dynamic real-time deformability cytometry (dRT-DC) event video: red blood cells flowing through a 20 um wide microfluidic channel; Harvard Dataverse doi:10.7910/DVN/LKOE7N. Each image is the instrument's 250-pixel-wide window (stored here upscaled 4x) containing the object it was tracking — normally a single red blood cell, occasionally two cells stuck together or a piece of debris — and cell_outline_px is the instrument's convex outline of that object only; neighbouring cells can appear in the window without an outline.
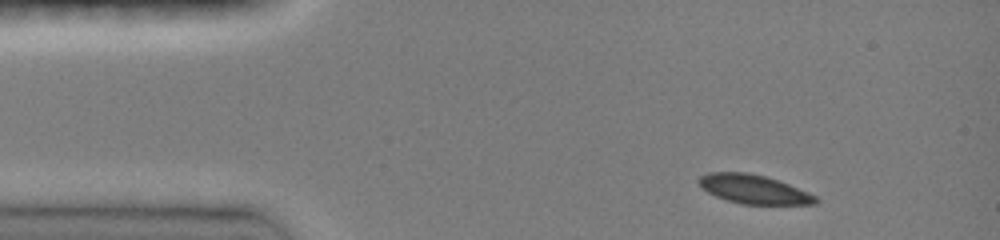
{"species": "common noctule bat (a hibernating species)", "species_latin": "Nyctalus noctula", "temperature_condition": "room temperature", "stored_images_in_passage": 39, "camera_frame_rate_fps": 3000, "um_per_image_px": 0.085, "animal": {"sex": "female", "body_mass_g": 19.0, "forearm_length_mm": 51.5}, "frame": {"image": 1, "passage_image": 1, "time_ms": 0.0, "image_size_px": [1000, 240], "cell_outline_px": [[820, 200], [816, 204], [740, 204], [716, 196], [708, 192], [696, 180], [700, 176], [708, 172], [748, 172], [764, 176], [788, 184], [808, 192], [816, 196]], "centroid_in_image_um": [64.06, 16.08], "position_along_channel_um": 20.9, "area_um2": 19.54}}
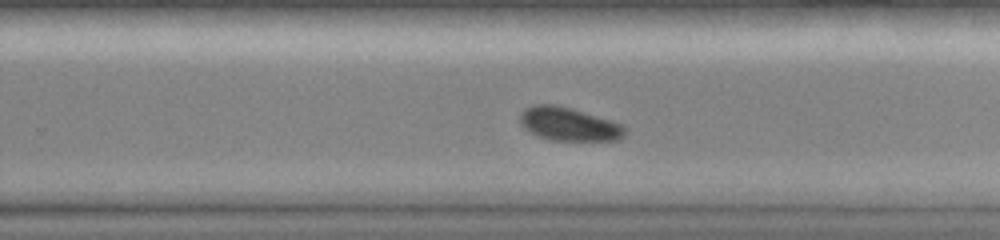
{"frame": {"image": 2, "passage_image": 25, "time_ms": 8.0, "image_size_px": [1000, 240], "cell_outline_px": [[628, 128], [624, 136], [620, 140], [552, 140], [540, 136], [524, 128], [520, 124], [520, 116], [528, 108], [536, 104], [556, 104], [572, 108], [612, 120], [624, 124]], "centroid_in_image_um": [48.44, 10.55], "position_along_channel_um": 281.4, "area_um2": 20.4}}
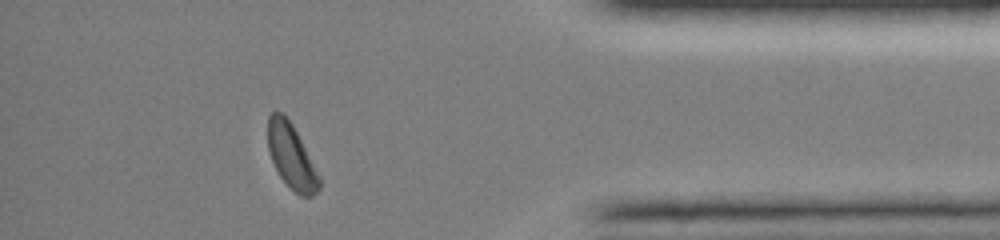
{"frame": {"image": 3, "passage_image": 36, "time_ms": 11.667, "image_size_px": [1000, 240], "cell_outline_px": [[320, 188], [312, 196], [300, 196], [280, 176], [272, 160], [268, 148], [268, 116], [272, 112], [284, 112], [292, 124], [320, 176]], "centroid_in_image_um": [24.77, 13.27], "position_along_channel_um": 410.4, "area_um2": 18.96}, "authors_computed_cell_mechanics": {"area_um2": 20.4034, "velocity_mm_per_s": 4.0945, "shape_relaxation_time_tau1_ms": 5.4822, "shape_relaxation_time_tau2_ms": null, "deformation_change_tau1": 0.1079, "deformation_change_tau2": null}}